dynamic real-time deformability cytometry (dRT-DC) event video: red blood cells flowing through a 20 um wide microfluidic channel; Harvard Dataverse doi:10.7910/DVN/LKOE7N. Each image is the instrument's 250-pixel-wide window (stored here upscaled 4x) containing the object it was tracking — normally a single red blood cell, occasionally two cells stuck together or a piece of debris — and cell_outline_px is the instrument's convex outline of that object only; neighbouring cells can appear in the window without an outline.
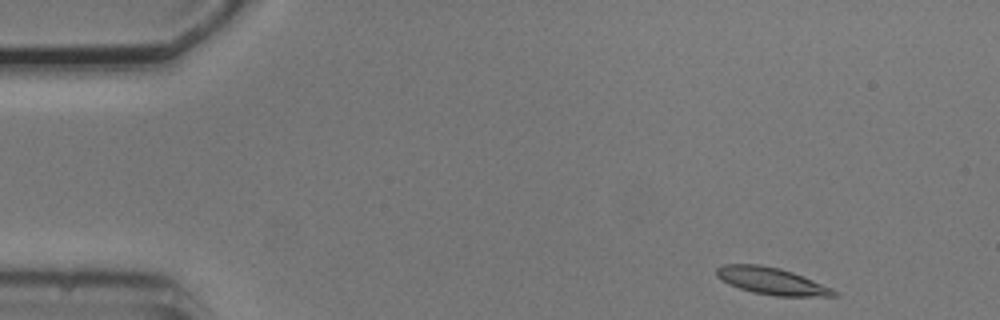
{"species": "common noctule bat (a hibernating species)", "species_latin": "Nyctalus noctula", "temperature_condition": "cold", "stored_images_in_passage": 39, "camera_frame_rate_fps": 3000, "um_per_image_px": 0.085, "animal": {"sex": "male", "body_mass_g": 20.5, "forearm_length_mm": 52.5}, "frame": {"image": 1, "passage_image": 1, "time_ms": 0.0, "image_size_px": [1000, 320], "cell_outline_px": [[840, 296], [776, 296], [752, 292], [728, 284], [716, 276], [716, 268], [724, 264], [760, 264], [780, 268], [792, 272], [832, 288], [840, 292]], "centroid_in_image_um": [65.6, 23.89], "position_along_channel_um": 19.4, "area_um2": 18.5}}
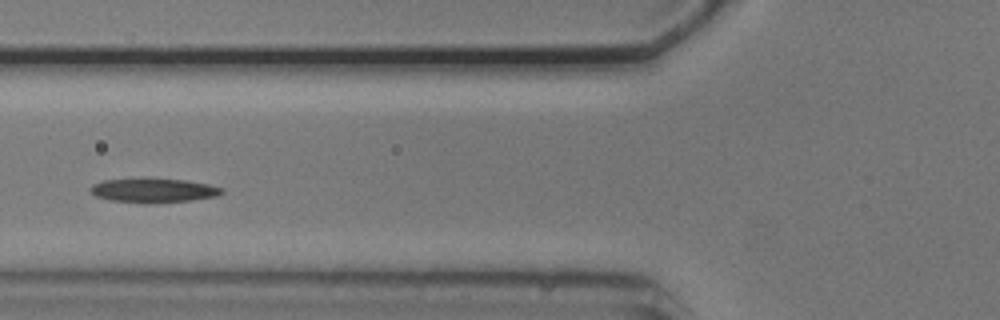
{"frame": {"image": 2, "passage_image": 16, "time_ms": 5.0, "image_size_px": [1000, 320], "cell_outline_px": [[224, 192], [216, 196], [192, 200], [148, 204], [112, 200], [96, 196], [88, 188], [92, 184], [104, 180], [184, 180], [208, 184], [224, 188]], "centroid_in_image_um": [13.07, 16.21], "position_along_channel_um": 112.7, "area_um2": 18.03}}
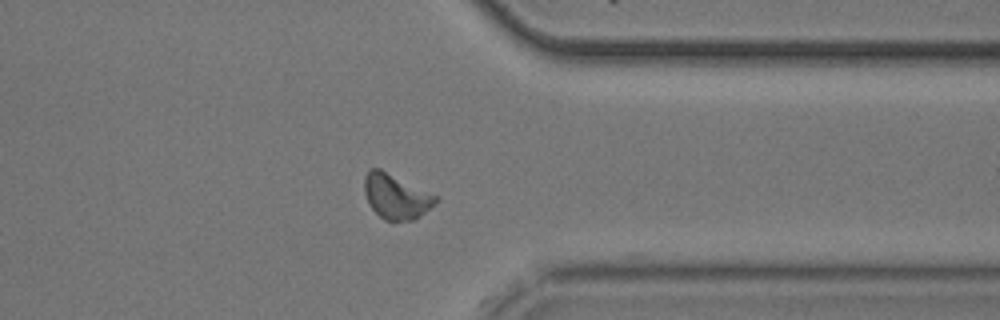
{"frame": {"image": 3, "passage_image": 38, "time_ms": 12.333, "image_size_px": [1000, 320], "cell_outline_px": [[440, 200], [420, 216], [412, 220], [384, 220], [368, 204], [364, 192], [364, 176], [368, 168], [380, 168], [440, 196]], "centroid_in_image_um": [33.68, 16.67], "position_along_channel_um": 377.7, "area_um2": 18.96}, "authors_computed_cell_mechanics": {"area_um2": 18.4382, "velocity_mm_per_s": 3.6825, "shape_relaxation_time_tau1_ms": 6.5388, "shape_relaxation_time_tau2_ms": null, "deformation_change_tau1": 0.1522, "deformation_change_tau2": null}}